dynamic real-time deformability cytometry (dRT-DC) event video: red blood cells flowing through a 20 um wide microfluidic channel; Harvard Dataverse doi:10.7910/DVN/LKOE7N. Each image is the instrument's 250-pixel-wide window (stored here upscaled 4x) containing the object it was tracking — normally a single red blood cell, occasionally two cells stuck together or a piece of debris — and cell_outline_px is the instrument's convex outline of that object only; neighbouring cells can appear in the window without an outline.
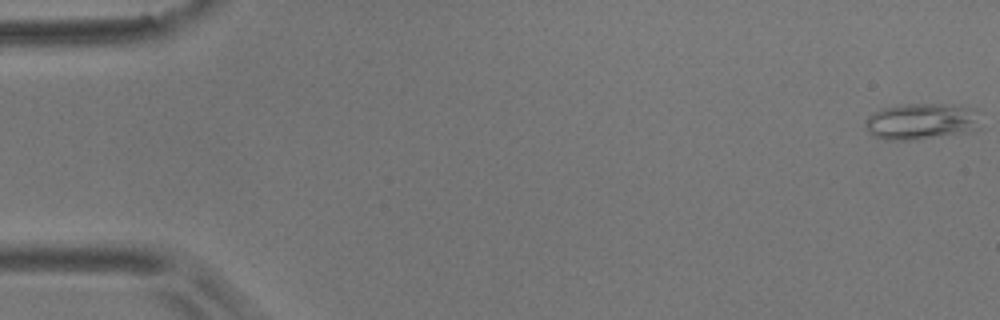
{"species": "common noctule bat (a hibernating species)", "species_latin": "Nyctalus noctula", "temperature_condition": "room temperature", "stored_images_in_passage": 58, "camera_frame_rate_fps": 3000, "um_per_image_px": 0.085, "animal": {"sex": "male", "body_mass_g": 17.9}, "frame": {"image": 1, "passage_image": 1, "time_ms": 0.0, "image_size_px": [1000, 320], "cell_outline_px": [[984, 128], [972, 132], [908, 140], [884, 140], [872, 136], [868, 132], [864, 124], [864, 120], [868, 116], [884, 108], [900, 104], [944, 104], [976, 108]], "centroid_in_image_um": [78.38, 10.33], "position_along_channel_um": 6.6, "area_um2": 24.97}}
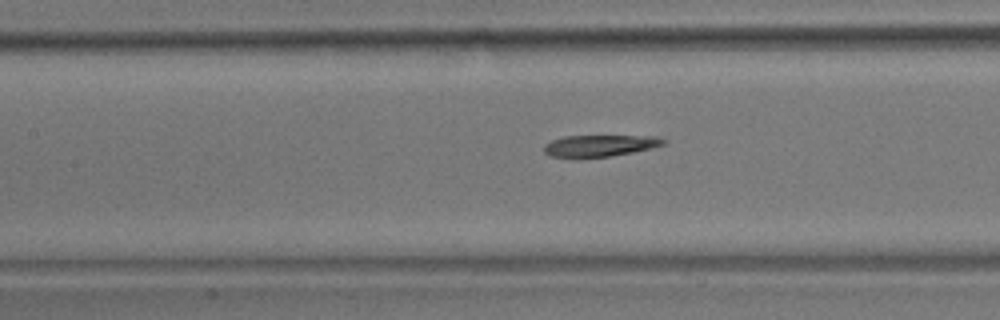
{"frame": {"image": 2, "passage_image": 26, "time_ms": 8.333, "image_size_px": [1000, 320], "cell_outline_px": [[668, 144], [632, 152], [612, 156], [580, 160], [572, 160], [552, 156], [544, 152], [544, 144], [552, 140], [564, 136], [656, 136], [668, 140]], "centroid_in_image_um": [50.95, 12.42], "position_along_channel_um": 156.4, "area_um2": 15.72}}
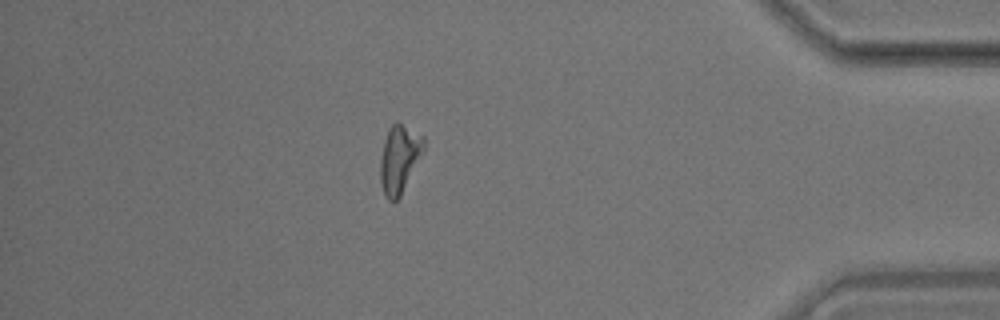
{"frame": {"image": 3, "passage_image": 50, "time_ms": 16.333, "image_size_px": [1000, 320], "cell_outline_px": [[424, 152], [400, 196], [392, 204], [384, 196], [380, 180], [380, 160], [388, 128], [396, 120], [424, 136]], "centroid_in_image_um": [33.95, 13.51], "position_along_channel_um": 401.3, "area_um2": 17.34}}